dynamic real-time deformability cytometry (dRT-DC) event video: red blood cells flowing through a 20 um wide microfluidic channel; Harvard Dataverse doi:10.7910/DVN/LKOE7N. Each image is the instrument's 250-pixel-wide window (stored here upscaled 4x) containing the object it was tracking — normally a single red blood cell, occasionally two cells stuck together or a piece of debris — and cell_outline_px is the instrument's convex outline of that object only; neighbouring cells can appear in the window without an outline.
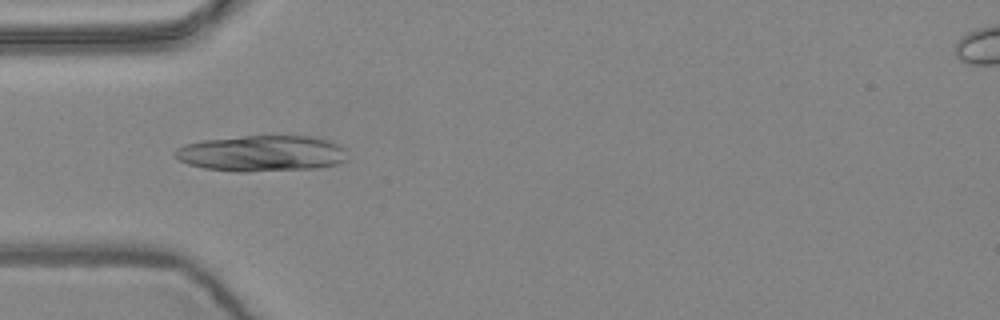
{"species": "common noctule bat (a hibernating species)", "species_latin": "Nyctalus noctula", "temperature_condition": "warm", "stored_images_in_passage": 5, "camera_frame_rate_fps": 3000, "um_per_image_px": 0.085, "animal": {"sex": "female", "body_mass_g": 24.6, "forearm_length_mm": 56.2}, "frame": {"image": 1, "passage_image": 5, "time_ms": 1.333, "image_size_px": [1000, 320], "cell_outline_px": [[344, 160], [336, 164], [320, 168], [248, 172], [236, 172], [204, 168], [188, 164], [180, 160], [172, 152], [176, 148], [184, 144], [204, 140], [244, 136], [312, 136], [328, 140], [344, 148]], "centroid_in_image_um": [22.21, 13.05], "position_along_channel_um": 62.8, "area_um2": 36.18}}